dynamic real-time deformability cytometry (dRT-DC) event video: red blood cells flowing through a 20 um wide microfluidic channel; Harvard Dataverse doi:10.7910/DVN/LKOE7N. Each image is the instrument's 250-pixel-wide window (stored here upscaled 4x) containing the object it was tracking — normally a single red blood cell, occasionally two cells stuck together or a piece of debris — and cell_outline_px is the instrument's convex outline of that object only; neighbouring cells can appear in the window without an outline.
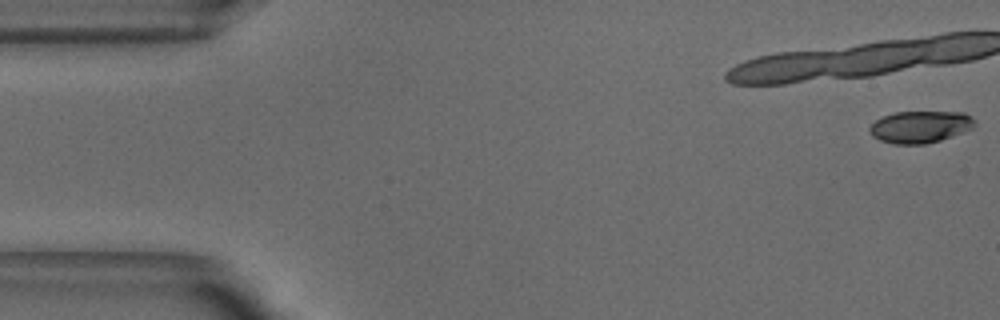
{"species": "common noctule bat (a hibernating species)", "species_latin": "Nyctalus noctula", "temperature_condition": "warm", "stored_images_in_passage": 14, "camera_frame_rate_fps": 3000, "um_per_image_px": 0.085, "animal": {"sex": "male", "body_mass_g": 18.8}, "frame": {"image": 1, "passage_image": 1, "time_ms": 0.0, "image_size_px": [1000, 320], "cell_outline_px": [[976, 124], [972, 128], [952, 136], [940, 140], [924, 144], [896, 144], [880, 140], [872, 136], [868, 128], [876, 120], [884, 116], [896, 112], [964, 112], [972, 116], [976, 120]], "centroid_in_image_um": [78.24, 10.77], "position_along_channel_um": 6.8, "area_um2": 19.54}}